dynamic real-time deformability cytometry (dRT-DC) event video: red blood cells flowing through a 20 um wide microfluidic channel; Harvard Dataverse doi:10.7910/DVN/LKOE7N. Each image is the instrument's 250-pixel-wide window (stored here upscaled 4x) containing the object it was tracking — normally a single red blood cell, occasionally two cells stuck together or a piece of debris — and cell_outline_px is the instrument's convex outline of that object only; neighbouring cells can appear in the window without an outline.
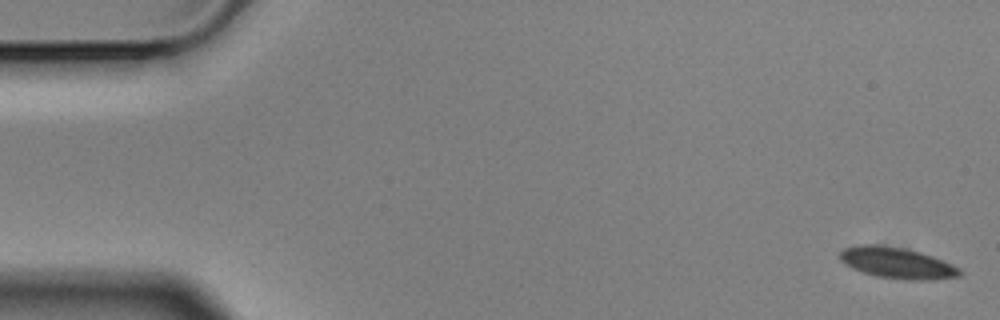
{"species": "Egyptian fruit bat (a non-hibernating species)", "species_latin": "Rousettus aegyptiacus", "temperature_condition": "cold", "stored_images_in_passage": 6, "segment_of_instrument_passage": [1, 2], "camera_frame_rate_fps": 3000, "um_per_image_px": 0.085, "animal": {"sex": "male"}, "frame": {"image": 1, "passage_image": 1, "time_ms": 0.0, "image_size_px": [1000, 320], "cell_outline_px": [[960, 276], [920, 280], [908, 280], [876, 276], [852, 268], [840, 260], [840, 252], [844, 248], [856, 244], [876, 244], [904, 248], [920, 252], [932, 256], [952, 264], [960, 268]], "centroid_in_image_um": [76.21, 22.33], "position_along_channel_um": 8.8, "area_um2": 21.5}}